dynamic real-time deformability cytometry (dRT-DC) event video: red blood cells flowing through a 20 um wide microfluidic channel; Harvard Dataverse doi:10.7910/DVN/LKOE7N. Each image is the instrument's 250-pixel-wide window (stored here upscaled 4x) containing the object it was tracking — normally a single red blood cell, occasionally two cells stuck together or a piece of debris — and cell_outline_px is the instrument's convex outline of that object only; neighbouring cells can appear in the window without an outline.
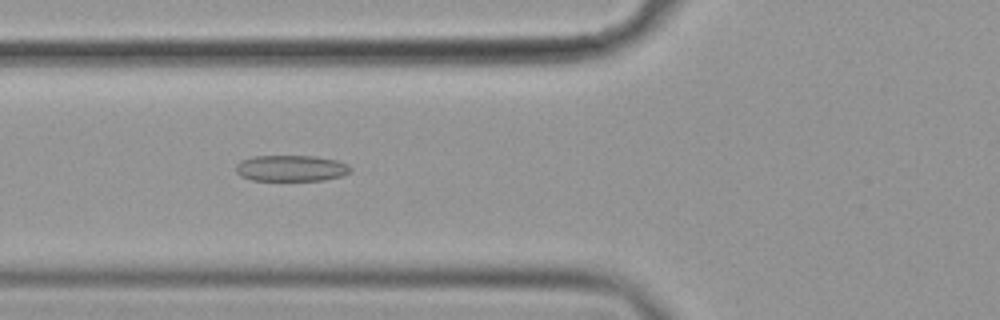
{"species": "common noctule bat (a hibernating species)", "species_latin": "Nyctalus noctula", "temperature_condition": "cold", "stored_images_in_passage": 57, "camera_frame_rate_fps": 3000, "um_per_image_px": 0.085, "animal": {"sex": "female", "body_mass_g": 19.9}, "frame": {"image": 1, "passage_image": 22, "time_ms": 7.0, "image_size_px": [1000, 320], "cell_outline_px": [[352, 172], [340, 176], [324, 180], [252, 180], [240, 176], [236, 172], [236, 164], [240, 160], [256, 156], [316, 156], [336, 160], [348, 164], [352, 168]], "centroid_in_image_um": [24.75, 14.3], "position_along_channel_um": 101.0, "area_um2": 17.51}}
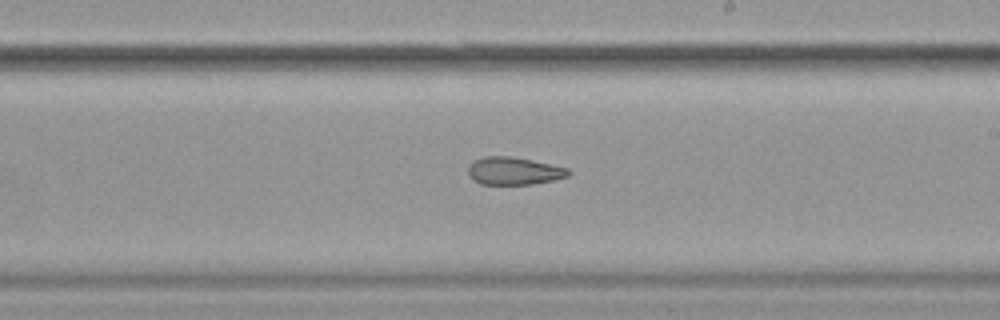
{"frame": {"image": 2, "passage_image": 34, "time_ms": 11.0, "image_size_px": [1000, 320], "cell_outline_px": [[572, 172], [568, 176], [556, 180], [532, 184], [480, 184], [472, 180], [468, 176], [468, 164], [472, 160], [484, 156], [512, 156], [532, 160], [568, 168]], "centroid_in_image_um": [43.65, 14.53], "position_along_channel_um": 245.3, "area_um2": 16.47}}
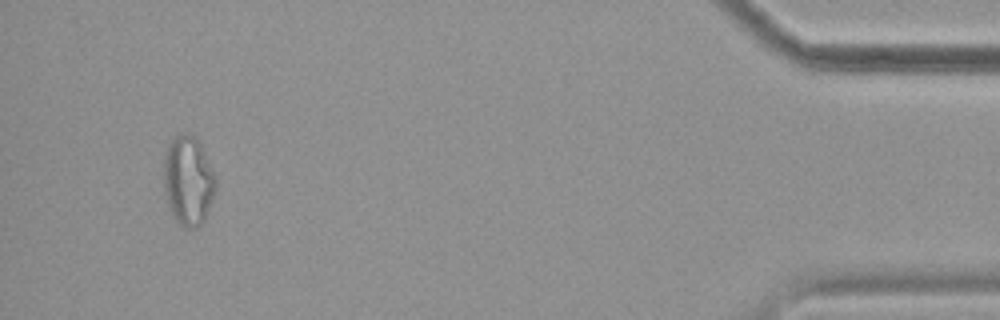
{"frame": {"image": 3, "passage_image": 54, "time_ms": 17.667, "image_size_px": [1000, 320], "cell_outline_px": [[216, 188], [212, 200], [204, 220], [196, 228], [184, 228], [176, 224], [172, 216], [168, 204], [164, 188], [164, 160], [168, 144], [176, 136], [188, 132], [196, 136], [200, 140], [216, 176]], "centroid_in_image_um": [16.01, 15.35], "position_along_channel_um": 419.2, "area_um2": 27.51}, "authors_computed_cell_mechanics": {"area_um2": 19.941, "velocity_mm_per_s": 3.607, "shape_relaxation_time_tau1_ms": 6.6654, "shape_relaxation_time_tau2_ms": 3.7062, "deformation_change_tau1": 0.1444, "deformation_change_tau2": 0.1265}}